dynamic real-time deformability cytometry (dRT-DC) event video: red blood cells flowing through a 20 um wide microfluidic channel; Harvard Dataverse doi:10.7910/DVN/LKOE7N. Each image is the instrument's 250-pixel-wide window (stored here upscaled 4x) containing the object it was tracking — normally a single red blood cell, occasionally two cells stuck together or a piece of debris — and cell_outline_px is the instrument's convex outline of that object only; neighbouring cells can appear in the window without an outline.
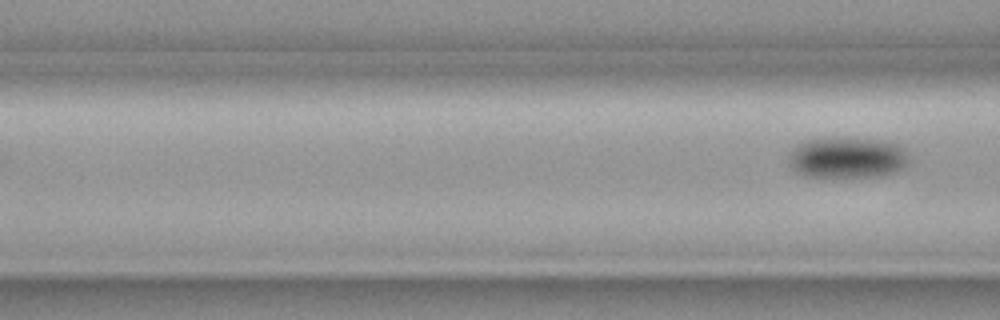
{"species": "common noctule bat (a hibernating species)", "species_latin": "Nyctalus noctula", "temperature_condition": "cold", "stored_images_in_passage": 6, "camera_frame_rate_fps": 3000, "um_per_image_px": 0.085, "animal": {"sex": "female", "body_mass_g": 19.3, "forearm_length_mm": 54.1}, "frame": {"image": 1, "passage_image": 6, "time_ms": 1.667, "image_size_px": [1000, 320], "cell_outline_px": [[904, 164], [900, 168], [892, 172], [876, 176], [820, 180], [804, 176], [796, 172], [788, 160], [788, 156], [800, 144], [808, 140], [840, 136], [876, 140], [896, 144], [904, 152]], "centroid_in_image_um": [71.88, 13.44], "position_along_channel_um": 94.7, "area_um2": 28.9}}